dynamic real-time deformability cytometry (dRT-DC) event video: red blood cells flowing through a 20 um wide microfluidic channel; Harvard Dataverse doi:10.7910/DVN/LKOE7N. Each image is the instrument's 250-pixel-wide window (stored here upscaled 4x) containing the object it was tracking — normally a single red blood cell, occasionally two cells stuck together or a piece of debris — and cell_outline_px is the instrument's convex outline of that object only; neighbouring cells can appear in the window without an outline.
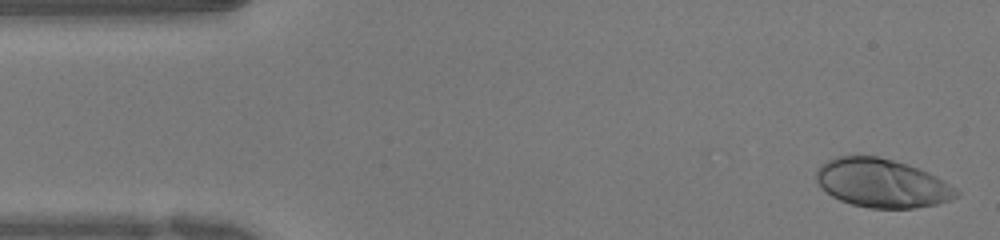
{"species": "human", "species_latin": "Homo sapiens", "temperature_condition": "warm", "stored_images_in_passage": 49, "camera_frame_rate_fps": 3000, "um_per_image_px": 0.085, "donor": {"sex": "female"}, "frame": {"image": 1, "passage_image": 1, "time_ms": 0.0, "image_size_px": [1000, 240], "cell_outline_px": [[960, 192], [956, 196], [948, 200], [936, 204], [916, 208], [868, 208], [852, 204], [840, 200], [832, 196], [816, 180], [816, 172], [820, 164], [836, 156], [876, 156], [908, 164], [928, 172], [936, 176], [956, 188]], "centroid_in_image_um": [74.96, 15.56], "position_along_channel_um": 10.0, "area_um2": 39.42}}
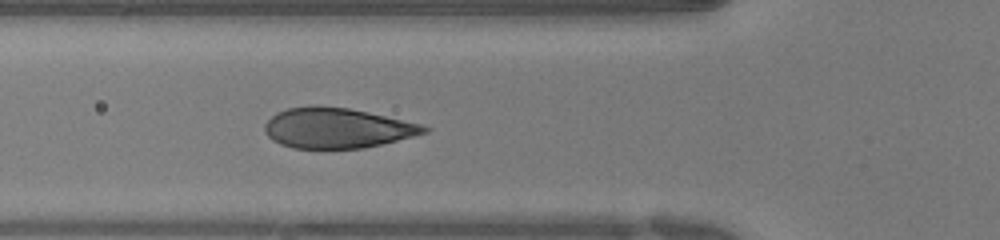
{"frame": {"image": 2, "passage_image": 16, "time_ms": 5.0, "image_size_px": [1000, 240], "cell_outline_px": [[432, 128], [428, 132], [364, 148], [292, 148], [280, 144], [272, 140], [264, 132], [264, 124], [276, 112], [288, 108], [312, 104], [316, 104], [348, 108], [368, 112], [420, 124]], "centroid_in_image_um": [28.59, 10.87], "position_along_channel_um": 97.2, "area_um2": 37.4}}
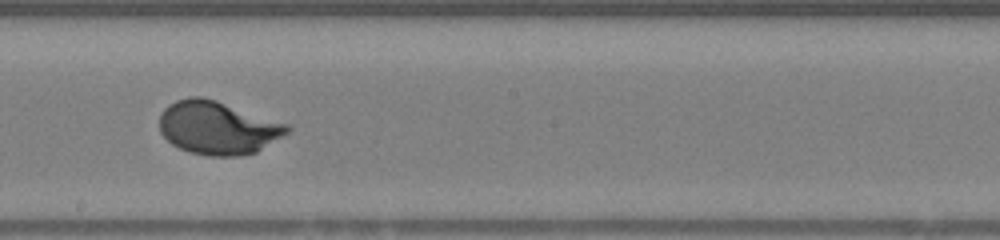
{"frame": {"image": 3, "passage_image": 26, "time_ms": 8.333, "image_size_px": [1000, 240], "cell_outline_px": [[292, 128], [288, 132], [256, 152], [240, 156], [208, 156], [188, 152], [172, 144], [160, 132], [160, 112], [168, 104], [176, 100], [188, 96], [200, 96], [216, 100], [288, 124]], "centroid_in_image_um": [18.48, 10.85], "position_along_channel_um": 229.7, "area_um2": 39.59}, "authors_computed_cell_mechanics": {"area_um2": 38.5526, "velocity_mm_per_s": 3.9753, "shape_relaxation_time_tau1_ms": 2.8887, "shape_relaxation_time_tau2_ms": null, "deformation_change_tau1": 0.1984, "deformation_change_tau2": null}}